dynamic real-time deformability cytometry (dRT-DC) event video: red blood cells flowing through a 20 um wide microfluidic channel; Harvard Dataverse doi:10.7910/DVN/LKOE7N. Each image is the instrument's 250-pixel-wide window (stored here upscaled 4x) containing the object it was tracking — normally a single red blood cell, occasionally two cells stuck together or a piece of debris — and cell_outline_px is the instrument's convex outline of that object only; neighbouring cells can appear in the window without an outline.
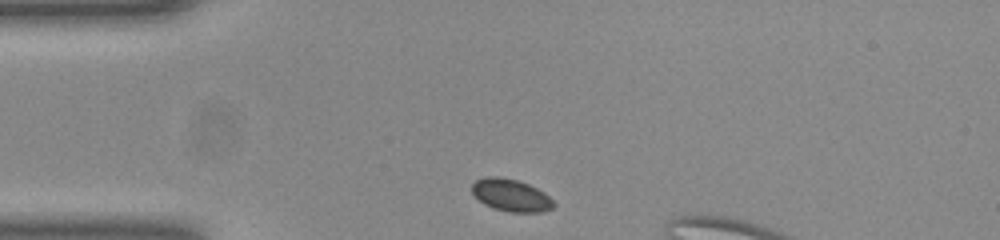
{"species": "common noctule bat (a hibernating species)", "species_latin": "Nyctalus noctula", "temperature_condition": "room temperature", "stored_images_in_passage": 41, "camera_frame_rate_fps": 3000, "um_per_image_px": 0.085, "animal": {"sex": "female", "body_mass_g": 23.0, "forearm_length_mm": 53.4}, "frame": {"image": 1, "passage_image": 1, "time_ms": 0.0, "image_size_px": [1000, 240], "cell_outline_px": [[556, 204], [552, 208], [544, 212], [508, 212], [492, 208], [484, 204], [472, 192], [472, 184], [476, 180], [488, 176], [500, 176], [516, 180], [528, 184], [544, 192]], "centroid_in_image_um": [43.44, 16.6], "position_along_channel_um": 41.6, "area_um2": 15.37}}
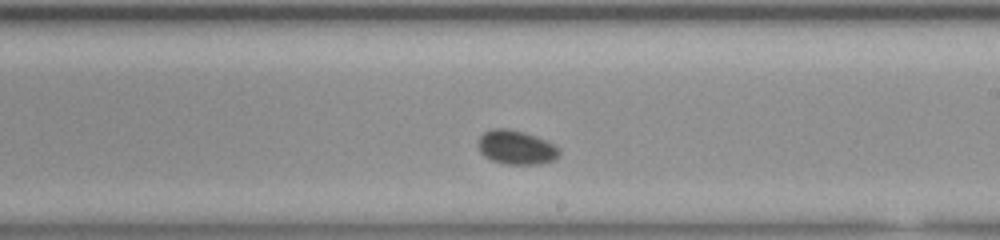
{"frame": {"image": 2, "passage_image": 19, "time_ms": 6.0, "image_size_px": [1000, 240], "cell_outline_px": [[560, 152], [552, 160], [540, 164], [504, 164], [492, 160], [484, 156], [480, 152], [480, 136], [484, 132], [492, 128], [508, 128], [524, 132], [536, 136], [560, 148]], "centroid_in_image_um": [43.87, 12.52], "position_along_channel_um": 245.1, "area_um2": 15.9}}
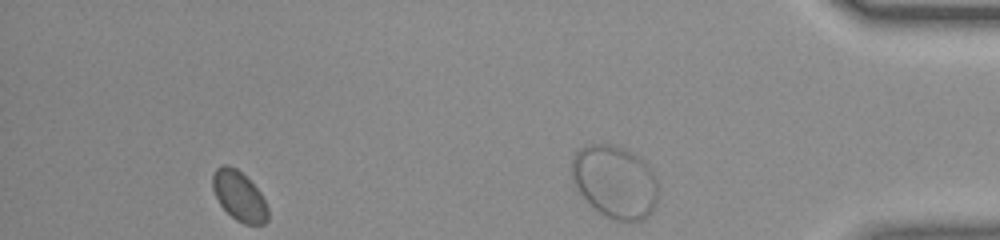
{"frame": {"image": 3, "passage_image": 38, "time_ms": 12.333, "image_size_px": [1000, 240], "cell_outline_px": [[268, 220], [264, 224], [244, 224], [236, 220], [220, 204], [212, 188], [212, 176], [216, 168], [224, 164], [236, 168], [260, 192], [268, 208]], "centroid_in_image_um": [20.32, 16.67], "position_along_channel_um": 414.9, "area_um2": 15.72}, "authors_computed_cell_mechanics": {"area_um2": 15.7794, "velocity_mm_per_s": 3.7985, "shape_relaxation_time_tau1_ms": 2.924, "shape_relaxation_time_tau2_ms": null, "deformation_change_tau1": 0.0655, "deformation_change_tau2": null}}